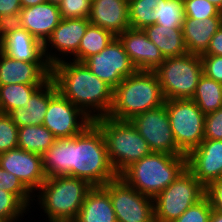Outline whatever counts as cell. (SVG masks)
Segmentation results:
<instances>
[{"instance_id": "1", "label": "cell", "mask_w": 222, "mask_h": 222, "mask_svg": "<svg viewBox=\"0 0 222 222\" xmlns=\"http://www.w3.org/2000/svg\"><path fill=\"white\" fill-rule=\"evenodd\" d=\"M43 172L47 178L71 176L102 187L118 175L110 164L100 129L92 122L80 134L58 138L42 154Z\"/></svg>"}, {"instance_id": "2", "label": "cell", "mask_w": 222, "mask_h": 222, "mask_svg": "<svg viewBox=\"0 0 222 222\" xmlns=\"http://www.w3.org/2000/svg\"><path fill=\"white\" fill-rule=\"evenodd\" d=\"M57 91L92 121L108 116L114 89L81 62L63 60L51 66Z\"/></svg>"}, {"instance_id": "3", "label": "cell", "mask_w": 222, "mask_h": 222, "mask_svg": "<svg viewBox=\"0 0 222 222\" xmlns=\"http://www.w3.org/2000/svg\"><path fill=\"white\" fill-rule=\"evenodd\" d=\"M92 188L87 181L68 175L46 178L34 193L30 215L33 211H40L38 216L45 217L42 222H74ZM35 204L38 206L35 207Z\"/></svg>"}, {"instance_id": "4", "label": "cell", "mask_w": 222, "mask_h": 222, "mask_svg": "<svg viewBox=\"0 0 222 222\" xmlns=\"http://www.w3.org/2000/svg\"><path fill=\"white\" fill-rule=\"evenodd\" d=\"M161 85L154 71H136L124 78L113 92L110 118L130 121L133 117L164 105Z\"/></svg>"}, {"instance_id": "5", "label": "cell", "mask_w": 222, "mask_h": 222, "mask_svg": "<svg viewBox=\"0 0 222 222\" xmlns=\"http://www.w3.org/2000/svg\"><path fill=\"white\" fill-rule=\"evenodd\" d=\"M186 167V155L151 152L129 166L120 177L139 193L154 199Z\"/></svg>"}, {"instance_id": "6", "label": "cell", "mask_w": 222, "mask_h": 222, "mask_svg": "<svg viewBox=\"0 0 222 222\" xmlns=\"http://www.w3.org/2000/svg\"><path fill=\"white\" fill-rule=\"evenodd\" d=\"M101 131L110 164L118 176L151 153L147 141L130 121L104 116L92 121Z\"/></svg>"}, {"instance_id": "7", "label": "cell", "mask_w": 222, "mask_h": 222, "mask_svg": "<svg viewBox=\"0 0 222 222\" xmlns=\"http://www.w3.org/2000/svg\"><path fill=\"white\" fill-rule=\"evenodd\" d=\"M154 72L165 100L192 99L203 75V66L200 55L186 53L165 58Z\"/></svg>"}, {"instance_id": "8", "label": "cell", "mask_w": 222, "mask_h": 222, "mask_svg": "<svg viewBox=\"0 0 222 222\" xmlns=\"http://www.w3.org/2000/svg\"><path fill=\"white\" fill-rule=\"evenodd\" d=\"M205 196V187L186 167L154 199L155 222H173Z\"/></svg>"}, {"instance_id": "9", "label": "cell", "mask_w": 222, "mask_h": 222, "mask_svg": "<svg viewBox=\"0 0 222 222\" xmlns=\"http://www.w3.org/2000/svg\"><path fill=\"white\" fill-rule=\"evenodd\" d=\"M177 146L187 155L204 140L205 114L192 99L165 100Z\"/></svg>"}, {"instance_id": "10", "label": "cell", "mask_w": 222, "mask_h": 222, "mask_svg": "<svg viewBox=\"0 0 222 222\" xmlns=\"http://www.w3.org/2000/svg\"><path fill=\"white\" fill-rule=\"evenodd\" d=\"M92 120L77 106L63 97L49 79V105L43 125L58 138H71L80 134Z\"/></svg>"}, {"instance_id": "11", "label": "cell", "mask_w": 222, "mask_h": 222, "mask_svg": "<svg viewBox=\"0 0 222 222\" xmlns=\"http://www.w3.org/2000/svg\"><path fill=\"white\" fill-rule=\"evenodd\" d=\"M102 187L109 193L117 222H155L153 199L139 193L120 176Z\"/></svg>"}, {"instance_id": "12", "label": "cell", "mask_w": 222, "mask_h": 222, "mask_svg": "<svg viewBox=\"0 0 222 222\" xmlns=\"http://www.w3.org/2000/svg\"><path fill=\"white\" fill-rule=\"evenodd\" d=\"M130 122L147 141L151 152L186 155L176 144L165 105L143 112Z\"/></svg>"}, {"instance_id": "13", "label": "cell", "mask_w": 222, "mask_h": 222, "mask_svg": "<svg viewBox=\"0 0 222 222\" xmlns=\"http://www.w3.org/2000/svg\"><path fill=\"white\" fill-rule=\"evenodd\" d=\"M99 79L113 89L137 69L120 40L115 37L100 53L92 55L83 62Z\"/></svg>"}, {"instance_id": "14", "label": "cell", "mask_w": 222, "mask_h": 222, "mask_svg": "<svg viewBox=\"0 0 222 222\" xmlns=\"http://www.w3.org/2000/svg\"><path fill=\"white\" fill-rule=\"evenodd\" d=\"M89 19L62 18L44 45V55L52 66L63 60H70L77 52Z\"/></svg>"}, {"instance_id": "15", "label": "cell", "mask_w": 222, "mask_h": 222, "mask_svg": "<svg viewBox=\"0 0 222 222\" xmlns=\"http://www.w3.org/2000/svg\"><path fill=\"white\" fill-rule=\"evenodd\" d=\"M0 52L26 62H47L44 45L15 22L1 25Z\"/></svg>"}, {"instance_id": "16", "label": "cell", "mask_w": 222, "mask_h": 222, "mask_svg": "<svg viewBox=\"0 0 222 222\" xmlns=\"http://www.w3.org/2000/svg\"><path fill=\"white\" fill-rule=\"evenodd\" d=\"M0 167L15 175L34 194L46 181L42 155L20 148L0 154Z\"/></svg>"}, {"instance_id": "17", "label": "cell", "mask_w": 222, "mask_h": 222, "mask_svg": "<svg viewBox=\"0 0 222 222\" xmlns=\"http://www.w3.org/2000/svg\"><path fill=\"white\" fill-rule=\"evenodd\" d=\"M186 157L187 168L204 187L222 179V140L204 139Z\"/></svg>"}, {"instance_id": "18", "label": "cell", "mask_w": 222, "mask_h": 222, "mask_svg": "<svg viewBox=\"0 0 222 222\" xmlns=\"http://www.w3.org/2000/svg\"><path fill=\"white\" fill-rule=\"evenodd\" d=\"M117 38L137 71H154L165 60L143 29L128 28Z\"/></svg>"}, {"instance_id": "19", "label": "cell", "mask_w": 222, "mask_h": 222, "mask_svg": "<svg viewBox=\"0 0 222 222\" xmlns=\"http://www.w3.org/2000/svg\"><path fill=\"white\" fill-rule=\"evenodd\" d=\"M51 78L48 62L17 61L0 52V85H43Z\"/></svg>"}, {"instance_id": "20", "label": "cell", "mask_w": 222, "mask_h": 222, "mask_svg": "<svg viewBox=\"0 0 222 222\" xmlns=\"http://www.w3.org/2000/svg\"><path fill=\"white\" fill-rule=\"evenodd\" d=\"M61 19L59 6L45 2L22 8L15 23L44 44Z\"/></svg>"}, {"instance_id": "21", "label": "cell", "mask_w": 222, "mask_h": 222, "mask_svg": "<svg viewBox=\"0 0 222 222\" xmlns=\"http://www.w3.org/2000/svg\"><path fill=\"white\" fill-rule=\"evenodd\" d=\"M89 22L117 37L130 28L129 3L124 0H92Z\"/></svg>"}, {"instance_id": "22", "label": "cell", "mask_w": 222, "mask_h": 222, "mask_svg": "<svg viewBox=\"0 0 222 222\" xmlns=\"http://www.w3.org/2000/svg\"><path fill=\"white\" fill-rule=\"evenodd\" d=\"M221 26L222 17H208L204 20L185 17L181 28L187 52L203 54Z\"/></svg>"}, {"instance_id": "23", "label": "cell", "mask_w": 222, "mask_h": 222, "mask_svg": "<svg viewBox=\"0 0 222 222\" xmlns=\"http://www.w3.org/2000/svg\"><path fill=\"white\" fill-rule=\"evenodd\" d=\"M74 222H117L109 193L103 187H93Z\"/></svg>"}, {"instance_id": "24", "label": "cell", "mask_w": 222, "mask_h": 222, "mask_svg": "<svg viewBox=\"0 0 222 222\" xmlns=\"http://www.w3.org/2000/svg\"><path fill=\"white\" fill-rule=\"evenodd\" d=\"M48 105L49 80L32 94L26 108L14 109L9 115L18 127L43 125Z\"/></svg>"}, {"instance_id": "25", "label": "cell", "mask_w": 222, "mask_h": 222, "mask_svg": "<svg viewBox=\"0 0 222 222\" xmlns=\"http://www.w3.org/2000/svg\"><path fill=\"white\" fill-rule=\"evenodd\" d=\"M150 41L160 50L164 58L184 55L187 52L182 28H168L153 24L143 29Z\"/></svg>"}, {"instance_id": "26", "label": "cell", "mask_w": 222, "mask_h": 222, "mask_svg": "<svg viewBox=\"0 0 222 222\" xmlns=\"http://www.w3.org/2000/svg\"><path fill=\"white\" fill-rule=\"evenodd\" d=\"M56 139L44 125H30L18 129V148L28 152L42 155Z\"/></svg>"}, {"instance_id": "27", "label": "cell", "mask_w": 222, "mask_h": 222, "mask_svg": "<svg viewBox=\"0 0 222 222\" xmlns=\"http://www.w3.org/2000/svg\"><path fill=\"white\" fill-rule=\"evenodd\" d=\"M115 37L110 31L90 23L81 39L78 52L70 60L83 63L92 55L100 53Z\"/></svg>"}, {"instance_id": "28", "label": "cell", "mask_w": 222, "mask_h": 222, "mask_svg": "<svg viewBox=\"0 0 222 222\" xmlns=\"http://www.w3.org/2000/svg\"><path fill=\"white\" fill-rule=\"evenodd\" d=\"M166 0H132L129 3L130 28L144 29L161 20L162 2Z\"/></svg>"}, {"instance_id": "29", "label": "cell", "mask_w": 222, "mask_h": 222, "mask_svg": "<svg viewBox=\"0 0 222 222\" xmlns=\"http://www.w3.org/2000/svg\"><path fill=\"white\" fill-rule=\"evenodd\" d=\"M192 100L204 114L216 111L222 107V84L203 74L199 78Z\"/></svg>"}, {"instance_id": "30", "label": "cell", "mask_w": 222, "mask_h": 222, "mask_svg": "<svg viewBox=\"0 0 222 222\" xmlns=\"http://www.w3.org/2000/svg\"><path fill=\"white\" fill-rule=\"evenodd\" d=\"M42 85H0V113L9 114L14 109L26 108L32 94Z\"/></svg>"}, {"instance_id": "31", "label": "cell", "mask_w": 222, "mask_h": 222, "mask_svg": "<svg viewBox=\"0 0 222 222\" xmlns=\"http://www.w3.org/2000/svg\"><path fill=\"white\" fill-rule=\"evenodd\" d=\"M29 213L30 210L13 193L0 189V218L5 222H22L23 219L26 222L27 218L34 219Z\"/></svg>"}, {"instance_id": "32", "label": "cell", "mask_w": 222, "mask_h": 222, "mask_svg": "<svg viewBox=\"0 0 222 222\" xmlns=\"http://www.w3.org/2000/svg\"><path fill=\"white\" fill-rule=\"evenodd\" d=\"M0 189L13 193L29 210L34 194L12 173L0 167Z\"/></svg>"}, {"instance_id": "33", "label": "cell", "mask_w": 222, "mask_h": 222, "mask_svg": "<svg viewBox=\"0 0 222 222\" xmlns=\"http://www.w3.org/2000/svg\"><path fill=\"white\" fill-rule=\"evenodd\" d=\"M184 20V0H166L162 2L161 20H157L156 24L168 28H181Z\"/></svg>"}, {"instance_id": "34", "label": "cell", "mask_w": 222, "mask_h": 222, "mask_svg": "<svg viewBox=\"0 0 222 222\" xmlns=\"http://www.w3.org/2000/svg\"><path fill=\"white\" fill-rule=\"evenodd\" d=\"M18 129L9 114L0 113V154L18 148Z\"/></svg>"}, {"instance_id": "35", "label": "cell", "mask_w": 222, "mask_h": 222, "mask_svg": "<svg viewBox=\"0 0 222 222\" xmlns=\"http://www.w3.org/2000/svg\"><path fill=\"white\" fill-rule=\"evenodd\" d=\"M185 17L204 20L208 17H222V12L209 0H184Z\"/></svg>"}, {"instance_id": "36", "label": "cell", "mask_w": 222, "mask_h": 222, "mask_svg": "<svg viewBox=\"0 0 222 222\" xmlns=\"http://www.w3.org/2000/svg\"><path fill=\"white\" fill-rule=\"evenodd\" d=\"M58 6L61 18L89 19L92 0H63Z\"/></svg>"}, {"instance_id": "37", "label": "cell", "mask_w": 222, "mask_h": 222, "mask_svg": "<svg viewBox=\"0 0 222 222\" xmlns=\"http://www.w3.org/2000/svg\"><path fill=\"white\" fill-rule=\"evenodd\" d=\"M212 213L209 200L204 196L200 201L190 206L173 222H209Z\"/></svg>"}, {"instance_id": "38", "label": "cell", "mask_w": 222, "mask_h": 222, "mask_svg": "<svg viewBox=\"0 0 222 222\" xmlns=\"http://www.w3.org/2000/svg\"><path fill=\"white\" fill-rule=\"evenodd\" d=\"M204 139L222 140V107L205 114Z\"/></svg>"}, {"instance_id": "39", "label": "cell", "mask_w": 222, "mask_h": 222, "mask_svg": "<svg viewBox=\"0 0 222 222\" xmlns=\"http://www.w3.org/2000/svg\"><path fill=\"white\" fill-rule=\"evenodd\" d=\"M203 74L222 84V56L218 55H200Z\"/></svg>"}, {"instance_id": "40", "label": "cell", "mask_w": 222, "mask_h": 222, "mask_svg": "<svg viewBox=\"0 0 222 222\" xmlns=\"http://www.w3.org/2000/svg\"><path fill=\"white\" fill-rule=\"evenodd\" d=\"M21 9L20 0H0V24L15 22Z\"/></svg>"}, {"instance_id": "41", "label": "cell", "mask_w": 222, "mask_h": 222, "mask_svg": "<svg viewBox=\"0 0 222 222\" xmlns=\"http://www.w3.org/2000/svg\"><path fill=\"white\" fill-rule=\"evenodd\" d=\"M205 196L212 210L222 213V179L215 180L205 187Z\"/></svg>"}, {"instance_id": "42", "label": "cell", "mask_w": 222, "mask_h": 222, "mask_svg": "<svg viewBox=\"0 0 222 222\" xmlns=\"http://www.w3.org/2000/svg\"><path fill=\"white\" fill-rule=\"evenodd\" d=\"M201 55H218L222 56V26L213 35L207 50Z\"/></svg>"}, {"instance_id": "43", "label": "cell", "mask_w": 222, "mask_h": 222, "mask_svg": "<svg viewBox=\"0 0 222 222\" xmlns=\"http://www.w3.org/2000/svg\"><path fill=\"white\" fill-rule=\"evenodd\" d=\"M47 2V0H20L22 8L38 5Z\"/></svg>"}, {"instance_id": "44", "label": "cell", "mask_w": 222, "mask_h": 222, "mask_svg": "<svg viewBox=\"0 0 222 222\" xmlns=\"http://www.w3.org/2000/svg\"><path fill=\"white\" fill-rule=\"evenodd\" d=\"M209 222H222V213L212 210Z\"/></svg>"}, {"instance_id": "45", "label": "cell", "mask_w": 222, "mask_h": 222, "mask_svg": "<svg viewBox=\"0 0 222 222\" xmlns=\"http://www.w3.org/2000/svg\"><path fill=\"white\" fill-rule=\"evenodd\" d=\"M209 1L222 12V0H209Z\"/></svg>"}, {"instance_id": "46", "label": "cell", "mask_w": 222, "mask_h": 222, "mask_svg": "<svg viewBox=\"0 0 222 222\" xmlns=\"http://www.w3.org/2000/svg\"><path fill=\"white\" fill-rule=\"evenodd\" d=\"M63 0H47V2L55 5H59Z\"/></svg>"}]
</instances>
